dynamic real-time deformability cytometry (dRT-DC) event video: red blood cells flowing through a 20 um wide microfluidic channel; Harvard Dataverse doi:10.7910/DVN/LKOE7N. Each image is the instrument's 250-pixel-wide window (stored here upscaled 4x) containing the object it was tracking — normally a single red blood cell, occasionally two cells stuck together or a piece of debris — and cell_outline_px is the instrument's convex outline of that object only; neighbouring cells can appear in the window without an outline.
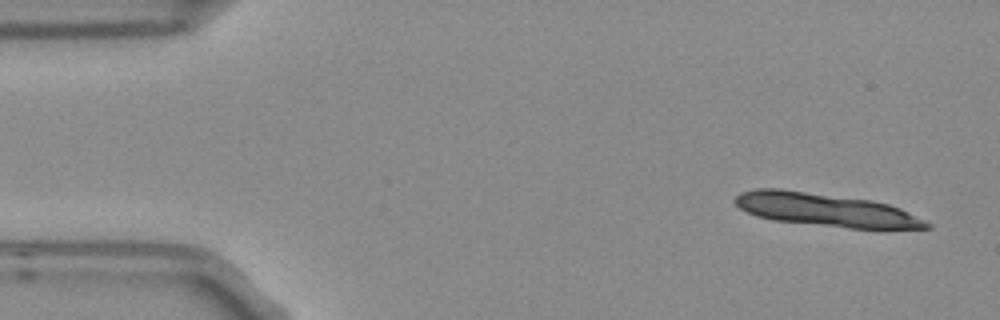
{"species": "Egyptian fruit bat (a non-hibernating species)", "species_latin": "Rousettus aegyptiacus", "temperature_condition": "room temperature", "stored_images_in_passage": 15, "camera_frame_rate_fps": 3000, "um_per_image_px": 0.085, "frame": {"image": 1, "passage_image": 1, "time_ms": 0.0, "image_size_px": [1000, 320], "cell_outline_px": [[932, 228], [848, 228], [772, 220], [756, 216], [740, 208], [732, 200], [740, 192], [756, 188], [780, 188], [872, 200], [888, 204], [900, 208], [932, 224]], "centroid_in_image_um": [70.13, 17.82], "position_along_channel_um": 14.9, "area_um2": 36.88}}
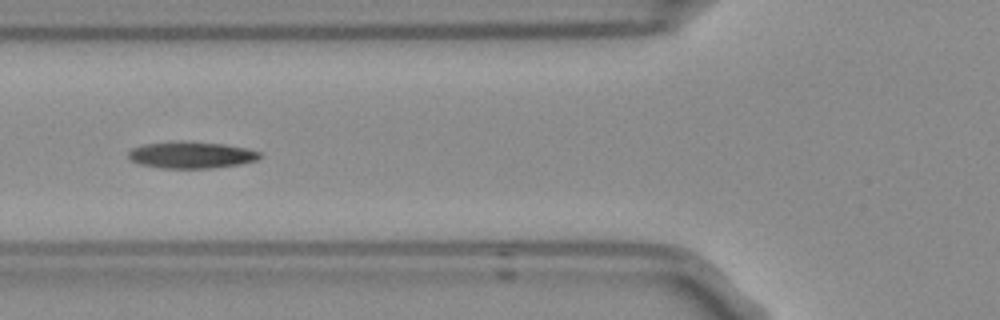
{"frame": {"image": 2, "passage_image": 5, "time_ms": 1.333, "image_size_px": [1000, 320], "cell_outline_px": [[260, 156], [256, 160], [240, 164], [212, 168], [160, 168], [140, 164], [132, 160], [128, 156], [128, 152], [132, 148], [144, 144], [176, 140], [184, 140], [224, 144], [248, 148], [260, 152]], "centroid_in_image_um": [16.24, 13.15], "position_along_channel_um": 109.6, "area_um2": 20.63}}
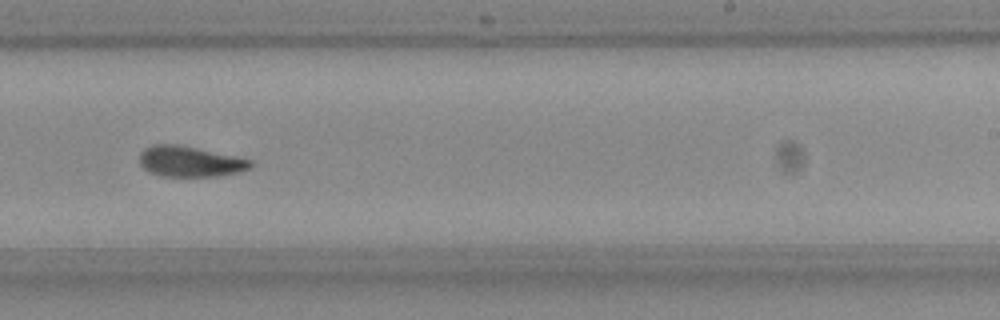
{"frame": {"image": 3, "passage_image": 9, "time_ms": 2.667, "image_size_px": [1000, 320], "cell_outline_px": [[252, 164], [248, 168], [240, 172], [216, 176], [160, 176], [148, 172], [140, 164], [140, 152], [144, 148], [152, 144], [180, 144], [236, 156], [252, 160]], "centroid_in_image_um": [16.11, 13.71], "position_along_channel_um": 272.9, "area_um2": 19.94}}